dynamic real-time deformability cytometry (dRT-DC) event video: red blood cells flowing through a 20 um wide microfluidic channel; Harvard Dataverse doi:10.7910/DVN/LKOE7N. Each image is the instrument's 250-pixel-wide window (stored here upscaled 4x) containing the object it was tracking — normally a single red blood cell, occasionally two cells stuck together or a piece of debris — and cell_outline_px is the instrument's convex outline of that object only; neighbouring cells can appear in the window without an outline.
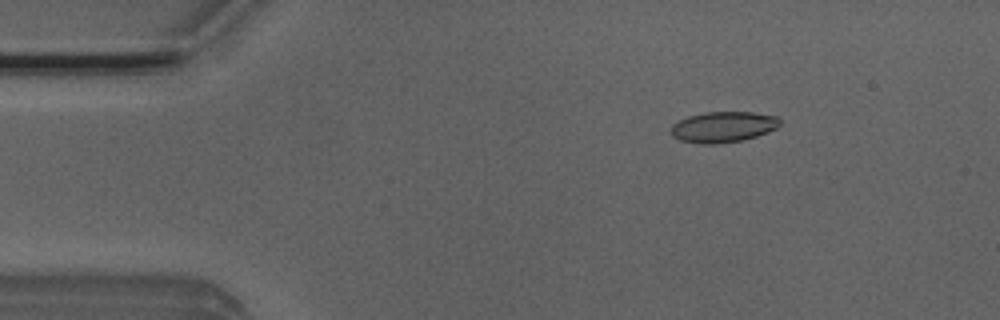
{"species": "Egyptian fruit bat (a non-hibernating species)", "species_latin": "Rousettus aegyptiacus", "temperature_condition": "room temperature", "stored_images_in_passage": 52, "camera_frame_rate_fps": 3000, "um_per_image_px": 0.085, "animal": {"sex": "male"}, "frame": {"image": 1, "passage_image": 8, "time_ms": 2.333, "image_size_px": [1000, 320], "cell_outline_px": [[780, 124], [776, 128], [768, 132], [744, 140], [712, 144], [700, 144], [680, 140], [672, 136], [668, 132], [672, 124], [688, 116], [704, 112], [752, 112], [776, 116], [780, 120]], "centroid_in_image_um": [61.43, 10.79], "position_along_channel_um": 23.6, "area_um2": 19.65}}
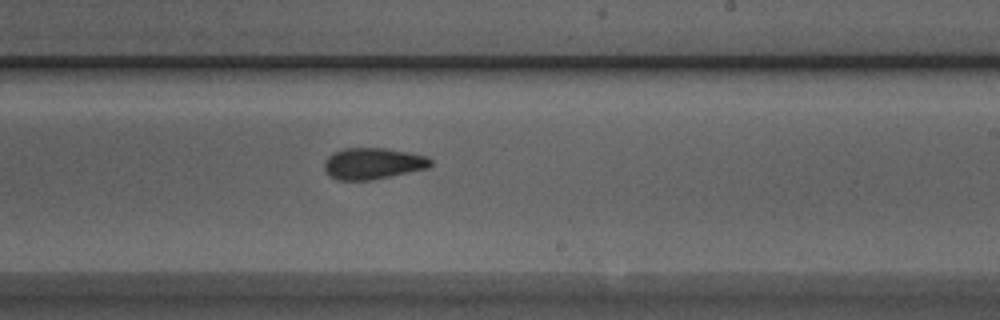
{"frame": {"image": 2, "passage_image": 31, "time_ms": 10.0, "image_size_px": [1000, 320], "cell_outline_px": [[432, 164], [428, 168], [368, 180], [336, 180], [328, 176], [324, 172], [324, 160], [332, 152], [344, 148], [384, 148], [408, 152], [428, 156], [432, 160]], "centroid_in_image_um": [31.64, 13.89], "position_along_channel_um": 257.4, "area_um2": 19.54}}
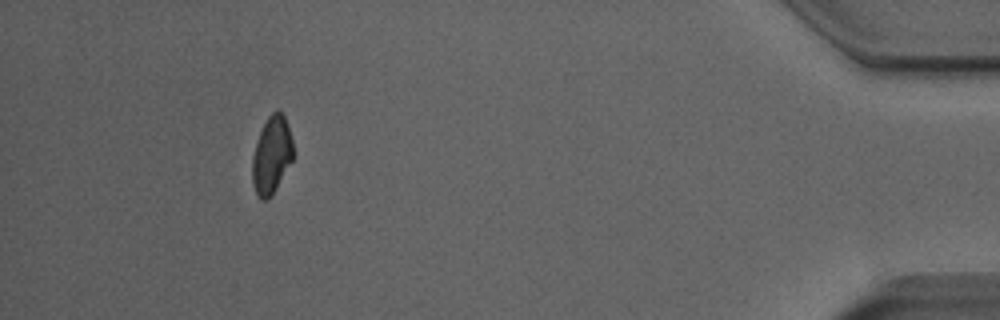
{"frame": {"image": 3, "passage_image": 48, "time_ms": 15.667, "image_size_px": [1000, 320], "cell_outline_px": [[292, 160], [268, 200], [260, 200], [256, 196], [252, 184], [252, 156], [260, 132], [268, 116], [272, 112], [280, 112], [284, 116], [292, 140]], "centroid_in_image_um": [23.05, 13.23], "position_along_channel_um": 412.2, "area_um2": 18.03}, "authors_computed_cell_mechanics": {"area_um2": 19.4208, "velocity_mm_per_s": 3.933, "shape_relaxation_time_tau1_ms": 6.5678, "shape_relaxation_time_tau2_ms": 3.2917, "deformation_change_tau1": 0.1544, "deformation_change_tau2": 0.0866}}